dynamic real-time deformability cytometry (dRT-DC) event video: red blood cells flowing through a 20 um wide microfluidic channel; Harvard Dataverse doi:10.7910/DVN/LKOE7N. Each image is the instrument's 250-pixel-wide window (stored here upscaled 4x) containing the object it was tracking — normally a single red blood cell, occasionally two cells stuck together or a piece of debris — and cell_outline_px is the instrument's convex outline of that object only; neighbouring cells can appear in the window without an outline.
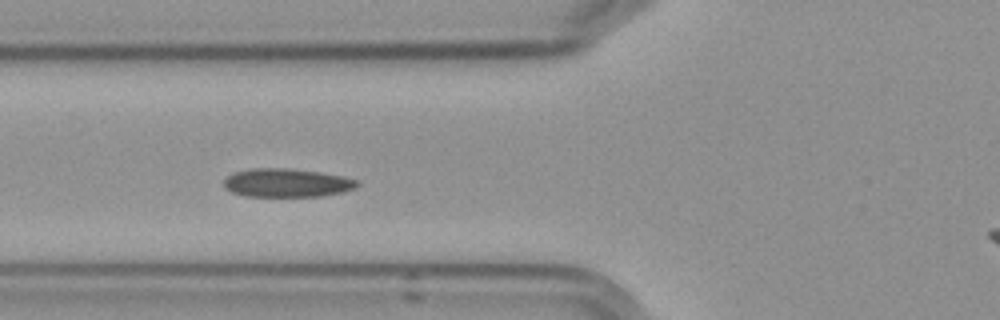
{"species": "Egyptian fruit bat (a non-hibernating species)", "species_latin": "Rousettus aegyptiacus", "temperature_condition": "cold", "stored_images_in_passage": 7, "segment_of_instrument_passage": [1, 2], "camera_frame_rate_fps": 3000, "um_per_image_px": 0.085, "frame": {"image": 1, "passage_image": 5, "time_ms": 5.0, "image_size_px": [1000, 320], "cell_outline_px": [[360, 184], [356, 188], [344, 192], [324, 196], [244, 196], [232, 192], [224, 188], [224, 180], [228, 176], [236, 172], [252, 168], [284, 168], [320, 172], [340, 176], [356, 180]], "centroid_in_image_um": [24.38, 15.55], "position_along_channel_um": 101.4, "area_um2": 22.08}}
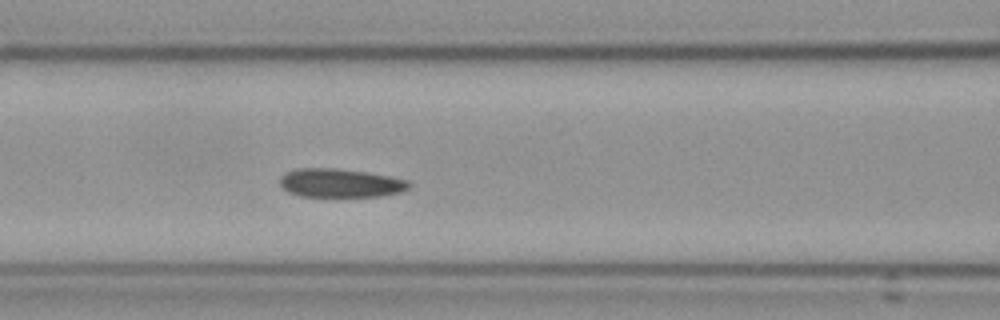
{"frame": {"image": 2, "passage_image": 6, "time_ms": 6.0, "image_size_px": [1000, 320], "cell_outline_px": [[412, 184], [408, 188], [400, 192], [380, 196], [300, 196], [288, 192], [280, 184], [280, 176], [296, 168], [336, 168], [368, 172], [408, 180]], "centroid_in_image_um": [28.93, 15.55], "position_along_channel_um": 137.7, "area_um2": 21.5}}